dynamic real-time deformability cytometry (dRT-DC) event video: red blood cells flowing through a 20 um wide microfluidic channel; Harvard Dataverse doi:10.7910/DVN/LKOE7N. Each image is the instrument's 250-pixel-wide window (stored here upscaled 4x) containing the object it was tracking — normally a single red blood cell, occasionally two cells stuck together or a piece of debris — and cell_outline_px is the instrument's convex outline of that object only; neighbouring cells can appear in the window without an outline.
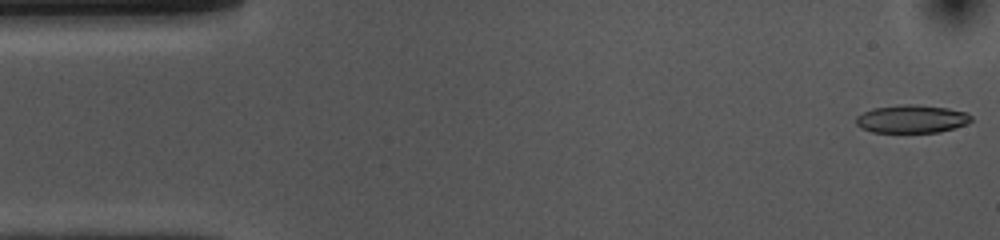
{"species": "common noctule bat (a hibernating species)", "species_latin": "Nyctalus noctula", "temperature_condition": "cold", "stored_images_in_passage": 52, "camera_frame_rate_fps": 3000, "um_per_image_px": 0.085, "animal": {"sex": "female", "body_mass_g": 10.0, "forearm_length_mm": 53.1}, "frame": {"image": 1, "passage_image": 1, "time_ms": 0.0, "image_size_px": [1000, 240], "cell_outline_px": [[972, 120], [968, 124], [940, 132], [872, 132], [860, 128], [856, 124], [856, 116], [872, 108], [900, 104], [912, 104], [948, 108], [968, 112], [972, 116]], "centroid_in_image_um": [77.51, 10.11], "position_along_channel_um": 7.5, "area_um2": 19.02}}
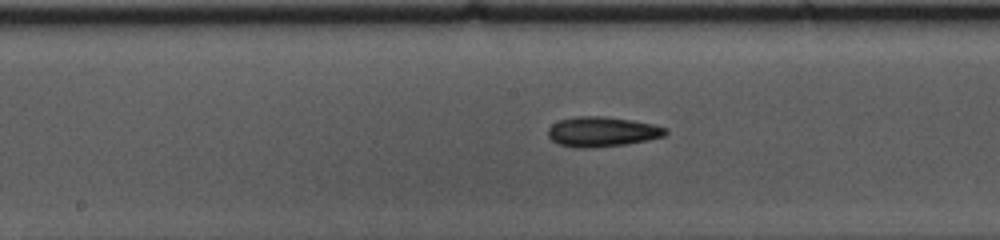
{"frame": {"image": 2, "passage_image": 25, "time_ms": 8.0, "image_size_px": [1000, 240], "cell_outline_px": [[668, 132], [664, 136], [648, 140], [628, 144], [588, 148], [576, 148], [560, 144], [552, 140], [548, 136], [548, 128], [552, 124], [560, 120], [576, 116], [604, 116], [632, 120], [652, 124], [668, 128]], "centroid_in_image_um": [51.19, 11.19], "position_along_channel_um": 197.0, "area_um2": 20.58}}
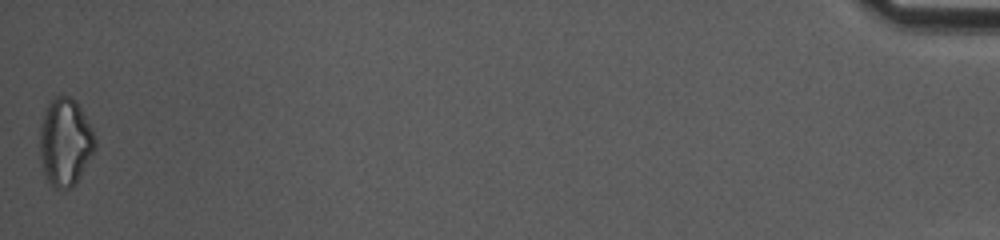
{"frame": {"image": 3, "passage_image": 52, "time_ms": 17.0, "image_size_px": [1000, 240], "cell_outline_px": [[96, 148], [76, 184], [72, 188], [56, 188], [44, 176], [40, 156], [40, 124], [48, 104], [56, 96], [68, 96], [76, 100], [92, 128], [96, 140]], "centroid_in_image_um": [5.55, 12.09], "position_along_channel_um": 429.6, "area_um2": 28.26}, "authors_computed_cell_mechanics": {"area_um2": 19.7387, "velocity_mm_per_s": 3.7348, "shape_relaxation_time_tau1_ms": 6.9747, "shape_relaxation_time_tau2_ms": null, "deformation_change_tau1": 0.1425, "deformation_change_tau2": null}}